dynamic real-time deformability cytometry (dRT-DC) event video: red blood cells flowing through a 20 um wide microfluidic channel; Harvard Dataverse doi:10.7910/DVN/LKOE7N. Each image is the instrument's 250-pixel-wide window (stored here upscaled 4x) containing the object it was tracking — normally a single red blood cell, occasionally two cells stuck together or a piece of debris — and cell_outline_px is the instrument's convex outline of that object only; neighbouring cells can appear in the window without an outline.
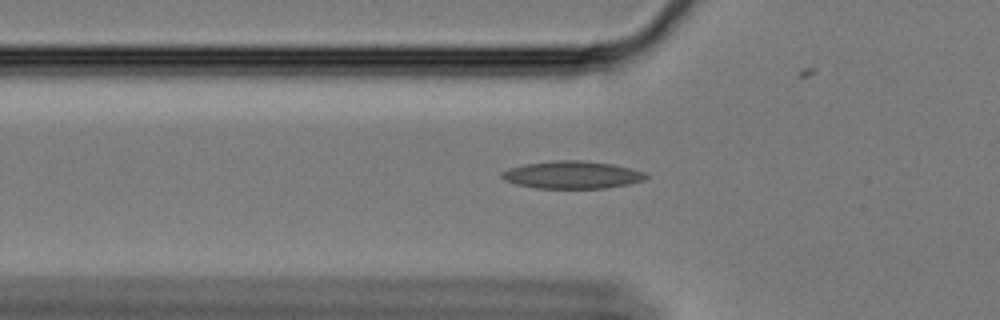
{"species": "Egyptian fruit bat (a non-hibernating species)", "species_latin": "Rousettus aegyptiacus", "temperature_condition": "cold", "stored_images_in_passage": 43, "camera_frame_rate_fps": 3000, "um_per_image_px": 0.085, "animal": {"sex": "female"}, "frame": {"image": 1, "passage_image": 7, "time_ms": 2.0, "image_size_px": [1000, 320], "cell_outline_px": [[648, 176], [644, 180], [628, 184], [604, 188], [536, 188], [516, 184], [504, 180], [500, 176], [500, 172], [508, 168], [524, 164], [552, 160], [584, 160], [612, 164], [644, 172]], "centroid_in_image_um": [48.57, 14.85], "position_along_channel_um": 77.2, "area_um2": 23.18}}
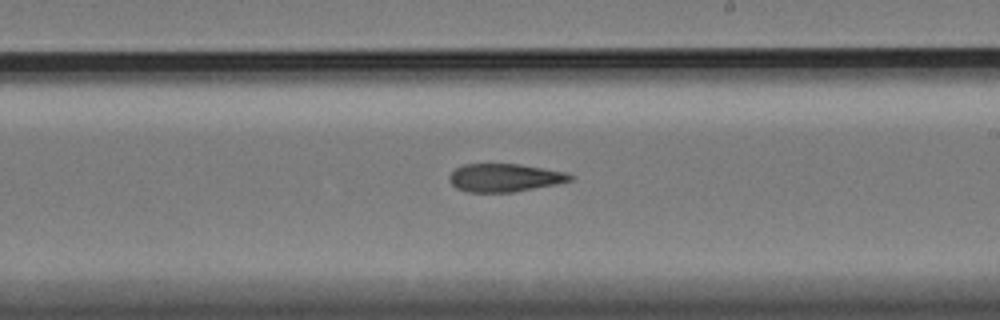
{"frame": {"image": 2, "passage_image": 22, "time_ms": 7.0, "image_size_px": [1000, 320], "cell_outline_px": [[572, 180], [556, 184], [512, 192], [468, 192], [456, 188], [448, 180], [448, 176], [456, 168], [464, 164], [520, 164], [564, 172], [572, 176]], "centroid_in_image_um": [42.84, 15.1], "position_along_channel_um": 246.2, "area_um2": 19.59}}
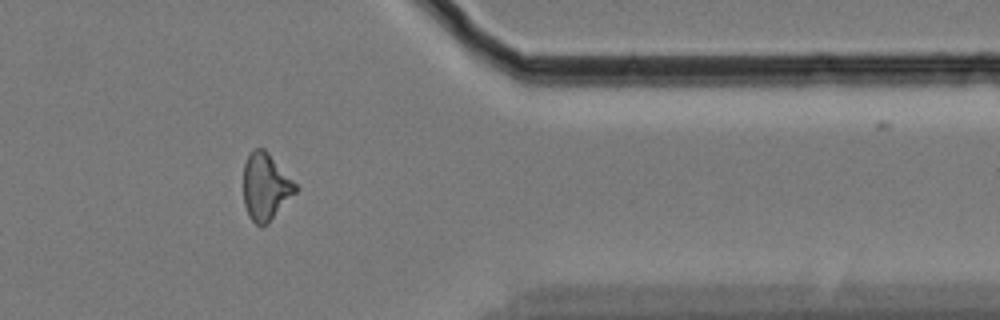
{"frame": {"image": 3, "passage_image": 36, "time_ms": 11.667, "image_size_px": [1000, 320], "cell_outline_px": [[300, 188], [268, 224], [260, 228], [248, 216], [244, 204], [244, 164], [248, 152], [252, 148], [264, 148], [268, 152]], "centroid_in_image_um": [22.57, 15.88], "position_along_channel_um": 388.8, "area_um2": 20.63}}